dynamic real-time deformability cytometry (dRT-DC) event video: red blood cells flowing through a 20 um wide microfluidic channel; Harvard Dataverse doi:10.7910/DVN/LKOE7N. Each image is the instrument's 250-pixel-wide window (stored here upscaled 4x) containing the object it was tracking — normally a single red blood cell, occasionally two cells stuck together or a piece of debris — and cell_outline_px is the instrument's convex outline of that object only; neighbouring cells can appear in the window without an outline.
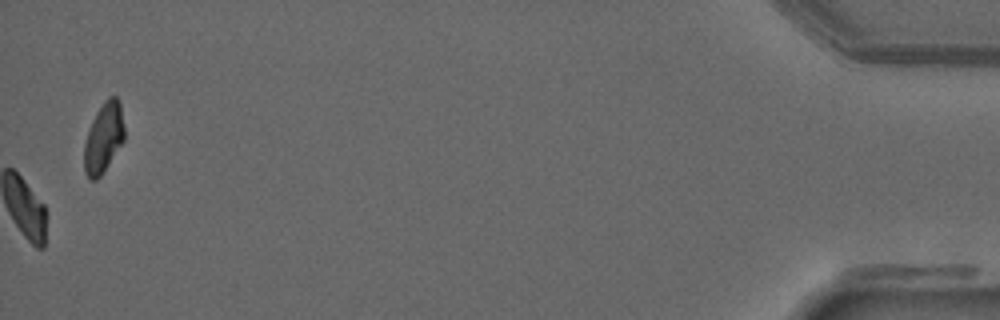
{"species": "common noctule bat (a hibernating species)", "species_latin": "Nyctalus noctula", "temperature_condition": "warm", "stored_images_in_passage": 39, "camera_frame_rate_fps": 3000, "um_per_image_px": 0.085, "animal": {"sex": "male", "forearm_length_mm": 52.5}, "frame": {"image": 1, "passage_image": 39, "time_ms": 12.667, "image_size_px": [1000, 320], "cell_outline_px": [[124, 140], [100, 176], [96, 180], [88, 180], [84, 172], [84, 144], [92, 120], [96, 112], [104, 100], [108, 96], [116, 96], [120, 104], [124, 128]], "centroid_in_image_um": [8.79, 11.71], "position_along_channel_um": 426.4, "area_um2": 16.3}, "authors_computed_cell_mechanics": {"area_um2": 17.629, "velocity_mm_per_s": 3.8944, "shape_relaxation_time_tau1_ms": 4.1576, "shape_relaxation_time_tau2_ms": null, "deformation_change_tau1": 0.1545, "deformation_change_tau2": null}}